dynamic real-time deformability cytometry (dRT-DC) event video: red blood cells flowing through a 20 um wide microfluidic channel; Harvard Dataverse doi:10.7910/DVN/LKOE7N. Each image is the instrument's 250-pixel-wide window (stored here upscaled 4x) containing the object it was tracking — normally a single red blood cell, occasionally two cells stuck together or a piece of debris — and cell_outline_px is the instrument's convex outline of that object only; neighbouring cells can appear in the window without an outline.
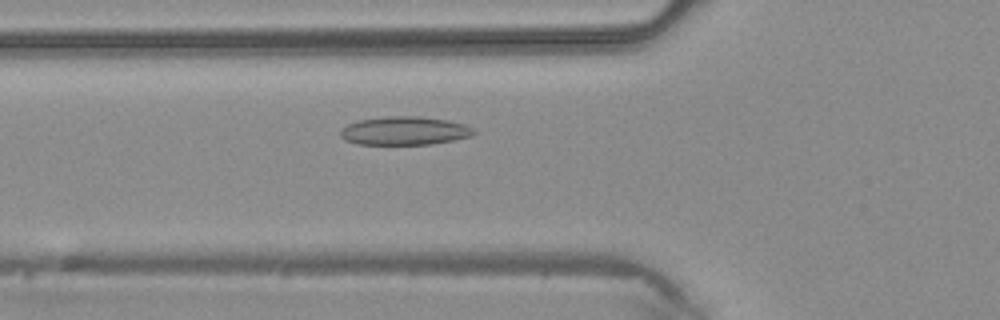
{"species": "common noctule bat (a hibernating species)", "species_latin": "Nyctalus noctula", "temperature_condition": "warm", "stored_images_in_passage": 38, "camera_frame_rate_fps": 3000, "um_per_image_px": 0.085, "animal": {"sex": "male", "body_mass_g": 20.4}, "frame": {"image": 1, "passage_image": 13, "time_ms": 4.0, "image_size_px": [1000, 320], "cell_outline_px": [[476, 132], [472, 136], [432, 144], [356, 144], [344, 140], [340, 136], [340, 128], [356, 120], [388, 116], [420, 116], [448, 120], [464, 124], [472, 128]], "centroid_in_image_um": [34.34, 11.11], "position_along_channel_um": 91.5, "area_um2": 22.25}}
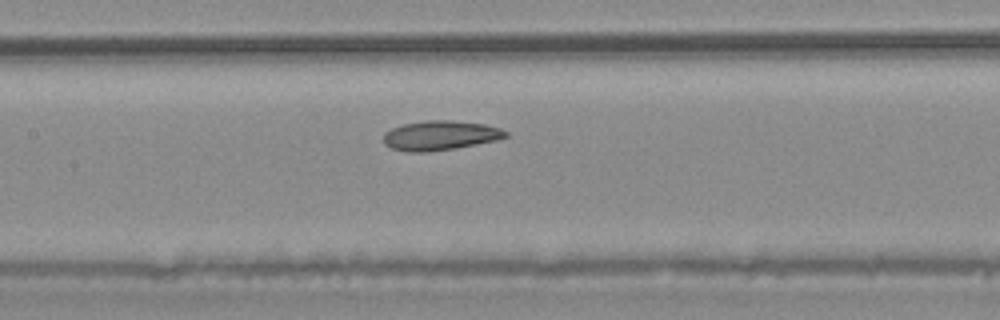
{"frame": {"image": 2, "passage_image": 18, "time_ms": 5.667, "image_size_px": [1000, 320], "cell_outline_px": [[508, 136], [496, 140], [456, 148], [424, 152], [408, 152], [392, 148], [384, 144], [384, 132], [392, 128], [404, 124], [428, 120], [448, 120], [484, 124], [500, 128], [508, 132]], "centroid_in_image_um": [37.41, 11.51], "position_along_channel_um": 170.0, "area_um2": 20.87}}
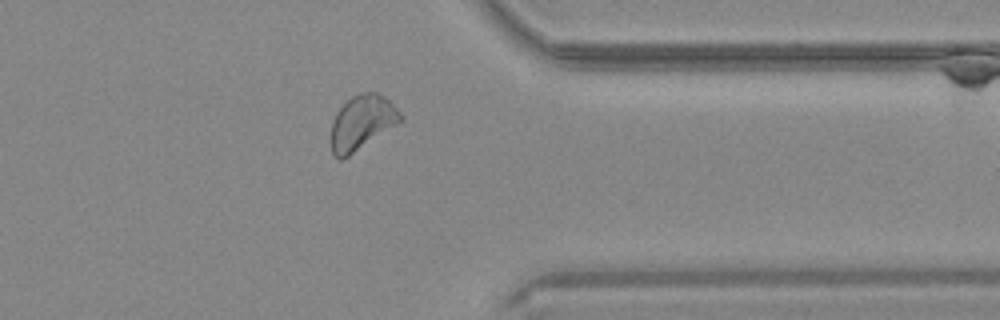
{"frame": {"image": 3, "passage_image": 32, "time_ms": 10.333, "image_size_px": [1000, 320], "cell_outline_px": [[404, 116], [400, 120], [348, 156], [340, 160], [332, 152], [332, 120], [336, 112], [352, 96], [360, 92], [376, 92], [384, 96]], "centroid_in_image_um": [30.73, 10.37], "position_along_channel_um": 380.7, "area_um2": 21.21}}